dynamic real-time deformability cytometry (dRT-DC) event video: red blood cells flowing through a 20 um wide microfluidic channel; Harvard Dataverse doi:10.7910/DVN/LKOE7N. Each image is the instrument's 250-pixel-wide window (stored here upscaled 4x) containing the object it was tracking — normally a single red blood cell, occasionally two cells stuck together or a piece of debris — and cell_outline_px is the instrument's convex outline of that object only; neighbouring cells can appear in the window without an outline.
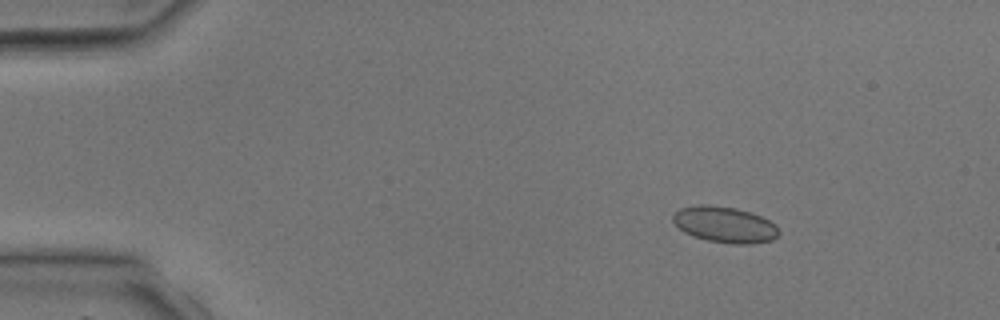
{"species": "common noctule bat (a hibernating species)", "species_latin": "Nyctalus noctula", "temperature_condition": "room temperature", "stored_images_in_passage": 3, "camera_frame_rate_fps": 3000, "um_per_image_px": 0.085, "animal": {"sex": "male", "body_mass_g": 17.9, "forearm_length_mm": 54.2}, "frame": {"image": 1, "passage_image": 1, "time_ms": 0.0, "image_size_px": [1000, 320], "cell_outline_px": [[780, 232], [772, 240], [752, 244], [736, 244], [708, 240], [684, 232], [672, 220], [672, 212], [680, 208], [700, 204], [708, 204], [736, 208], [760, 216], [776, 224]], "centroid_in_image_um": [61.59, 19.08], "position_along_channel_um": 23.4, "area_um2": 22.14}}
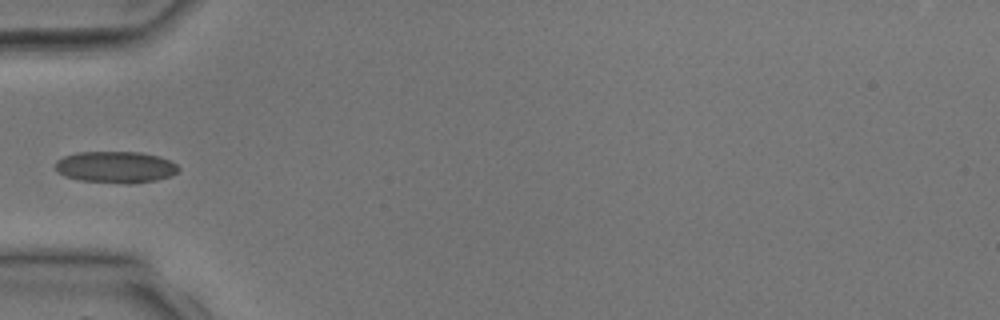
{"frame": {"image": 2, "passage_image": 3, "time_ms": 2.667, "image_size_px": [1000, 320], "cell_outline_px": [[180, 168], [172, 176], [156, 180], [128, 184], [80, 180], [64, 176], [56, 172], [56, 160], [64, 156], [76, 152], [140, 152], [160, 156], [176, 164]], "centroid_in_image_um": [9.82, 14.2], "position_along_channel_um": 75.2, "area_um2": 22.77}}